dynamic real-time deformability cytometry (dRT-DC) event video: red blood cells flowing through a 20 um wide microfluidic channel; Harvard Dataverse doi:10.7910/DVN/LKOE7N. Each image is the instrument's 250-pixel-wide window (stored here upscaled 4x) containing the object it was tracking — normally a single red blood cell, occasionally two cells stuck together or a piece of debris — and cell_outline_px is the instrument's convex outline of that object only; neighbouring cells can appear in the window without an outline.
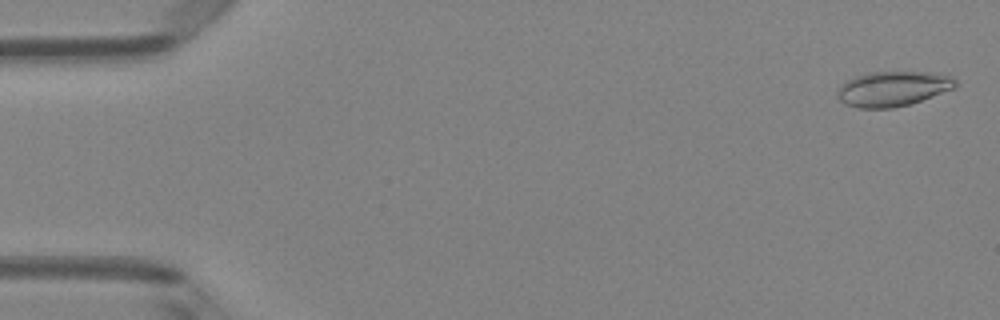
{"species": "Egyptian fruit bat (a non-hibernating species)", "species_latin": "Rousettus aegyptiacus", "temperature_condition": "room temperature", "stored_images_in_passage": 50, "camera_frame_rate_fps": 3000, "um_per_image_px": 0.085, "animal": {"sex": "female"}, "frame": {"image": 1, "passage_image": 2, "time_ms": 0.333, "image_size_px": [1000, 320], "cell_outline_px": [[956, 88], [908, 104], [892, 108], [856, 108], [844, 104], [836, 96], [836, 92], [840, 84], [856, 76], [872, 72], [932, 72], [952, 76], [956, 80]], "centroid_in_image_um": [75.87, 7.54], "position_along_channel_um": 9.1, "area_um2": 24.1}}
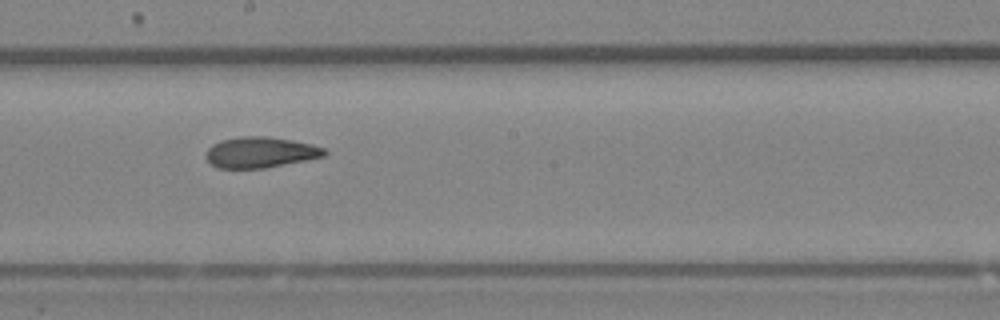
{"frame": {"image": 2, "passage_image": 28, "time_ms": 9.0, "image_size_px": [1000, 320], "cell_outline_px": [[328, 152], [324, 156], [264, 168], [216, 168], [204, 156], [208, 148], [212, 144], [220, 140], [236, 136], [268, 136], [292, 140], [312, 144], [324, 148]], "centroid_in_image_um": [22.09, 12.93], "position_along_channel_um": 226.1, "area_um2": 21.33}}
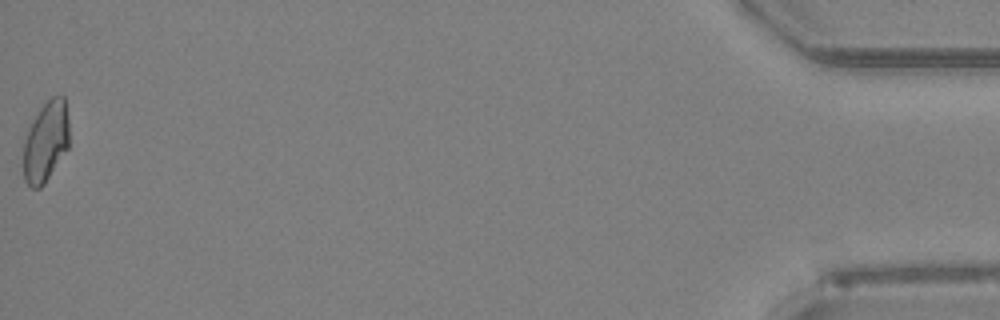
{"frame": {"image": 3, "passage_image": 50, "time_ms": 16.333, "image_size_px": [1000, 320], "cell_outline_px": [[68, 148], [44, 184], [40, 188], [32, 188], [24, 180], [24, 144], [28, 128], [32, 120], [40, 108], [52, 96], [64, 96], [68, 120]], "centroid_in_image_um": [3.89, 12.04], "position_along_channel_um": 431.3, "area_um2": 21.27}, "authors_computed_cell_mechanics": {"area_um2": 21.675, "velocity_mm_per_s": 4.126, "shape_relaxation_time_tau1_ms": 7.2674, "shape_relaxation_time_tau2_ms": 3.0174, "deformation_change_tau1": 0.1688, "deformation_change_tau2": 0.0849}}